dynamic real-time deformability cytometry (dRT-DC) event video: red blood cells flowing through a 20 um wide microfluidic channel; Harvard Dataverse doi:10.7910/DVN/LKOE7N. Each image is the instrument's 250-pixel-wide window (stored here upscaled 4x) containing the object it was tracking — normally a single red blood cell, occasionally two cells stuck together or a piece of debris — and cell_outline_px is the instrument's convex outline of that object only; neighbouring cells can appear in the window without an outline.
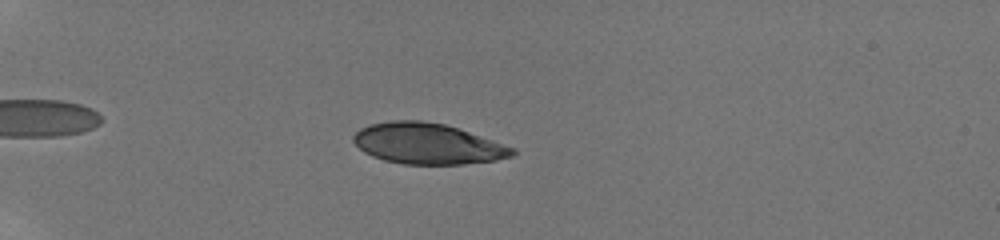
{"species": "human", "species_latin": "Homo sapiens", "temperature_condition": "room temperature", "stored_images_in_passage": 49, "camera_frame_rate_fps": 3000, "um_per_image_px": 0.085, "donor": {"sex": "male"}, "frame": {"image": 1, "passage_image": 11, "time_ms": 3.333, "image_size_px": [1000, 240], "cell_outline_px": [[516, 152], [512, 156], [496, 160], [464, 164], [404, 164], [384, 160], [372, 156], [364, 152], [352, 140], [352, 136], [360, 128], [368, 124], [392, 120], [424, 120], [444, 124], [516, 148]], "centroid_in_image_um": [36.31, 12.21], "position_along_channel_um": 48.7, "area_um2": 37.74}}
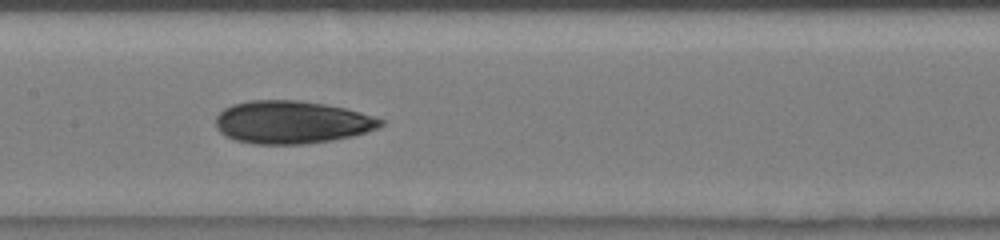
{"frame": {"image": 2, "passage_image": 25, "time_ms": 8.0, "image_size_px": [1000, 240], "cell_outline_px": [[384, 124], [380, 128], [352, 136], [332, 140], [304, 144], [252, 144], [236, 140], [220, 132], [216, 128], [216, 116], [224, 108], [232, 104], [252, 100], [300, 100], [324, 104], [344, 108], [360, 112], [384, 120]], "centroid_in_image_um": [24.8, 10.39], "position_along_channel_um": 182.6, "area_um2": 41.15}}
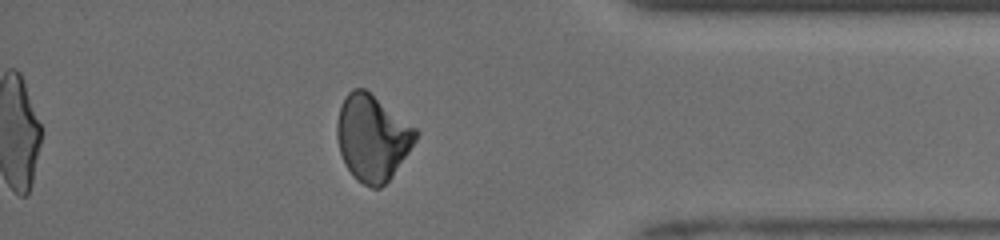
{"frame": {"image": 3, "passage_image": 43, "time_ms": 14.0, "image_size_px": [1000, 240], "cell_outline_px": [[420, 132], [416, 140], [392, 176], [380, 188], [372, 188], [356, 180], [352, 176], [340, 152], [336, 136], [336, 124], [340, 108], [344, 96], [352, 88], [364, 88], [416, 128]], "centroid_in_image_um": [31.64, 11.7], "position_along_channel_um": 403.6, "area_um2": 39.19}, "authors_computed_cell_mechanics": {"area_um2": 39.015, "velocity_mm_per_s": 3.9466, "shape_relaxation_time_tau1_ms": 5.8792, "shape_relaxation_time_tau2_ms": 3.2973, "deformation_change_tau1": 0.1468, "deformation_change_tau2": 0.0791}}